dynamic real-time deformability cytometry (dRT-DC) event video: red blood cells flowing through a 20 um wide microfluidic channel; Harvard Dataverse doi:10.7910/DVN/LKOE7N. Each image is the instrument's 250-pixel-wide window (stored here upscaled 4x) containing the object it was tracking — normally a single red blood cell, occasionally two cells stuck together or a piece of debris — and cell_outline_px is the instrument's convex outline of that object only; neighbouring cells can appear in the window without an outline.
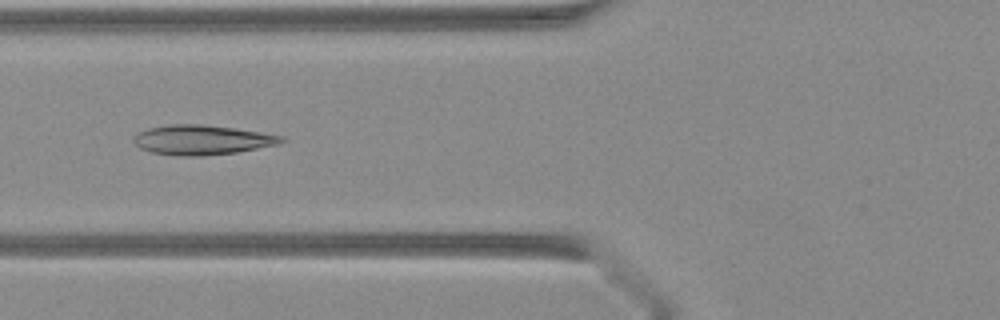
{"species": "Egyptian fruit bat (a non-hibernating species)", "species_latin": "Rousettus aegyptiacus", "temperature_condition": "warm", "stored_images_in_passage": 39, "camera_frame_rate_fps": 3000, "um_per_image_px": 0.085, "animal": {"sex": "female"}, "frame": {"image": 1, "passage_image": 14, "time_ms": 4.333, "image_size_px": [1000, 320], "cell_outline_px": [[288, 140], [280, 144], [236, 152], [200, 156], [180, 156], [152, 152], [140, 148], [132, 140], [132, 136], [148, 128], [172, 124], [200, 124], [236, 128], [284, 136]], "centroid_in_image_um": [17.2, 11.89], "position_along_channel_um": 108.6, "area_um2": 25.61}}
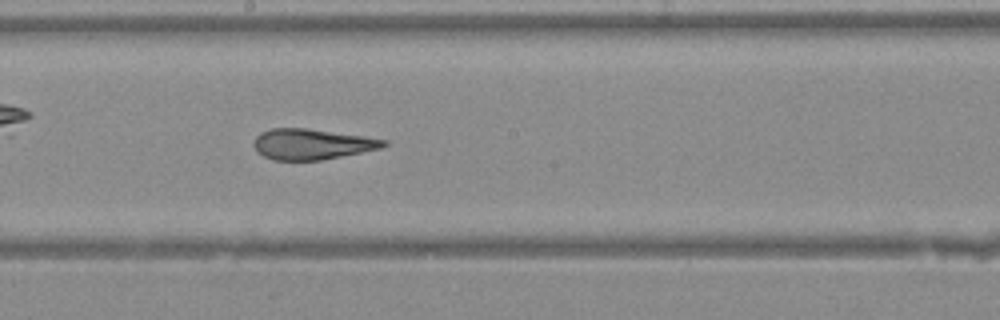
{"frame": {"image": 2, "passage_image": 21, "time_ms": 6.667, "image_size_px": [1000, 320], "cell_outline_px": [[388, 144], [380, 148], [320, 160], [272, 160], [264, 156], [252, 144], [256, 136], [260, 132], [272, 128], [304, 128], [364, 136], [388, 140]], "centroid_in_image_um": [26.49, 12.24], "position_along_channel_um": 221.7, "area_um2": 22.89}}
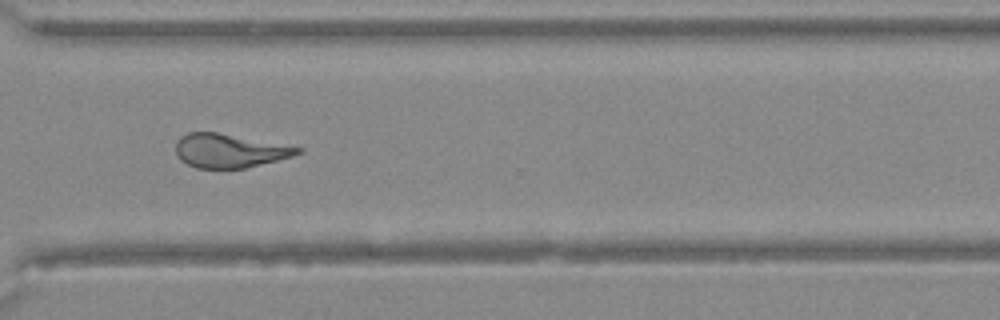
{"frame": {"image": 3, "passage_image": 29, "time_ms": 9.333, "image_size_px": [1000, 320], "cell_outline_px": [[304, 152], [292, 156], [244, 168], [196, 168], [180, 160], [176, 156], [176, 140], [180, 136], [188, 132], [216, 132], [304, 148]], "centroid_in_image_um": [19.47, 12.81], "position_along_channel_um": 351.1, "area_um2": 23.87}}